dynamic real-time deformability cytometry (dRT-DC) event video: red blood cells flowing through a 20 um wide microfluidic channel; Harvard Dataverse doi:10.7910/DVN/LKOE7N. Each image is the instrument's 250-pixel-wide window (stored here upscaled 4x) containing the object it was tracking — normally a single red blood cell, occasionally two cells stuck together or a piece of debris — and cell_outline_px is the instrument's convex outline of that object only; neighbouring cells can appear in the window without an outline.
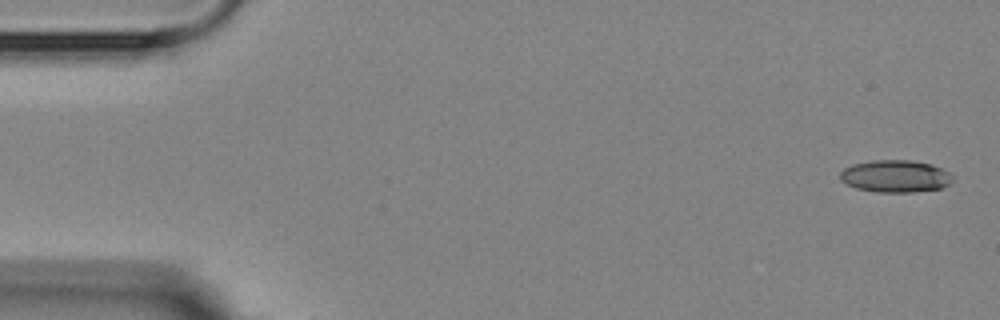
{"species": "Egyptian fruit bat (a non-hibernating species)", "species_latin": "Rousettus aegyptiacus", "temperature_condition": "room temperature", "stored_images_in_passage": 6, "camera_frame_rate_fps": 3000, "um_per_image_px": 0.085, "animal": {"sex": "female"}, "frame": {"image": 1, "passage_image": 1, "time_ms": 0.0, "image_size_px": [1000, 320], "cell_outline_px": [[956, 176], [948, 184], [940, 188], [912, 192], [876, 192], [856, 188], [840, 180], [840, 172], [844, 168], [852, 164], [872, 160], [908, 160], [932, 164]], "centroid_in_image_um": [76.1, 14.97], "position_along_channel_um": 8.9, "area_um2": 21.15}}